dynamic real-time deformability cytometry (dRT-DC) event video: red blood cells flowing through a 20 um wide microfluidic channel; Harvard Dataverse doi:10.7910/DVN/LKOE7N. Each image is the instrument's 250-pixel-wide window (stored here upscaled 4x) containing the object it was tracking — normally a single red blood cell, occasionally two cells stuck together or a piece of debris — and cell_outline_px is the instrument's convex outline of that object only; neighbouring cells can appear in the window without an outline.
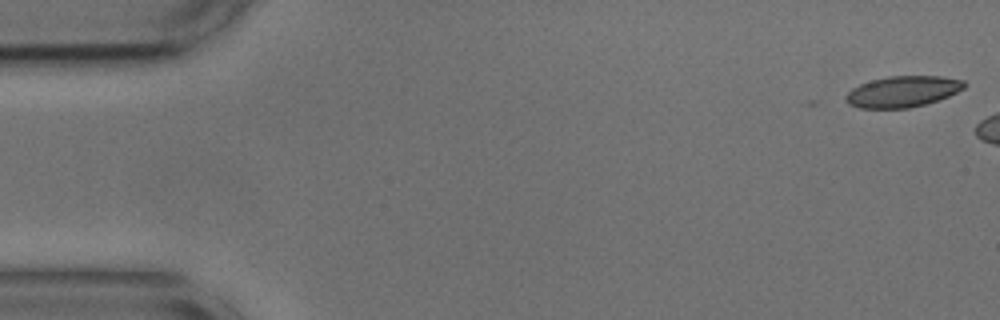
{"species": "common noctule bat (a hibernating species)", "species_latin": "Nyctalus noctula", "temperature_condition": "cold", "stored_images_in_passage": 7, "camera_frame_rate_fps": 3000, "um_per_image_px": 0.085, "animal": {"sex": "male", "body_mass_g": 17.9, "forearm_length_mm": 54.2}, "frame": {"image": 1, "passage_image": 1, "time_ms": 0.0, "image_size_px": [1000, 320], "cell_outline_px": [[968, 84], [964, 88], [948, 96], [924, 104], [908, 108], [860, 108], [848, 104], [844, 96], [852, 88], [860, 84], [872, 80], [888, 76], [940, 76], [964, 80]], "centroid_in_image_um": [76.72, 7.77], "position_along_channel_um": 8.3, "area_um2": 21.39}}